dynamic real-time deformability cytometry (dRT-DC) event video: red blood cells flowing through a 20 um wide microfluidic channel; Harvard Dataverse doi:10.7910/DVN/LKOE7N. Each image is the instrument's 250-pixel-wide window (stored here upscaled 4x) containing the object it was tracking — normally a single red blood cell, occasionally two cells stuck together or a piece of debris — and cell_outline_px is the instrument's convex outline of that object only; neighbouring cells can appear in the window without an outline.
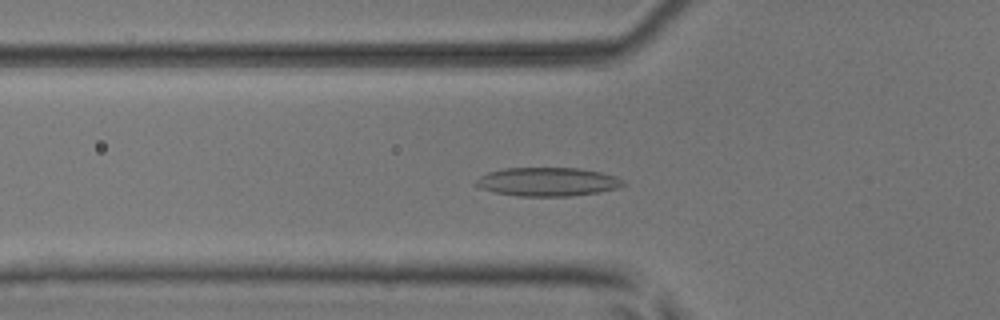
{"species": "common noctule bat (a hibernating species)", "species_latin": "Nyctalus noctula", "temperature_condition": "room temperature", "stored_images_in_passage": 54, "segment_of_instrument_passage": [1, 2], "camera_frame_rate_fps": 3000, "um_per_image_px": 0.085, "animal": {"sex": "male", "body_mass_g": 17.9, "forearm_length_mm": 54.2}, "frame": {"image": 1, "passage_image": 19, "time_ms": 6.0, "image_size_px": [1000, 320], "cell_outline_px": [[628, 184], [616, 188], [596, 192], [568, 196], [516, 196], [496, 192], [480, 188], [472, 184], [480, 176], [488, 172], [504, 168], [576, 168], [600, 172], [616, 176], [624, 180]], "centroid_in_image_um": [46.52, 15.45], "position_along_channel_um": 79.3, "area_um2": 24.57}}
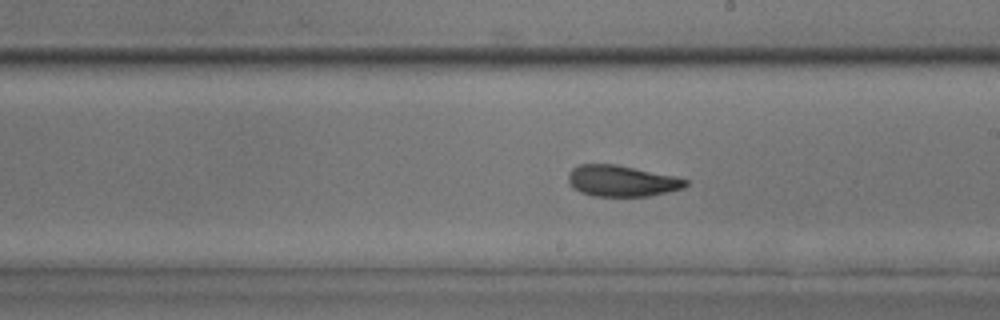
{"frame": {"image": 2, "passage_image": 31, "time_ms": 10.0, "image_size_px": [1000, 320], "cell_outline_px": [[688, 184], [684, 188], [668, 192], [648, 196], [592, 196], [580, 192], [572, 188], [568, 184], [568, 172], [572, 168], [580, 164], [616, 164], [676, 176], [688, 180]], "centroid_in_image_um": [52.83, 15.38], "position_along_channel_um": 236.2, "area_um2": 21.56}}
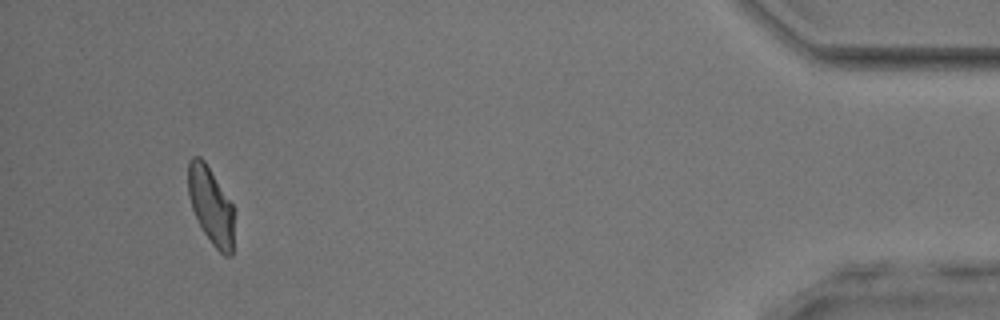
{"frame": {"image": 3, "passage_image": 50, "time_ms": 16.333, "image_size_px": [1000, 320], "cell_outline_px": [[232, 256], [224, 256], [212, 244], [204, 232], [192, 208], [188, 196], [188, 160], [192, 156], [200, 156], [204, 160], [232, 204]], "centroid_in_image_um": [17.89, 17.44], "position_along_channel_um": 417.3, "area_um2": 20.17}}